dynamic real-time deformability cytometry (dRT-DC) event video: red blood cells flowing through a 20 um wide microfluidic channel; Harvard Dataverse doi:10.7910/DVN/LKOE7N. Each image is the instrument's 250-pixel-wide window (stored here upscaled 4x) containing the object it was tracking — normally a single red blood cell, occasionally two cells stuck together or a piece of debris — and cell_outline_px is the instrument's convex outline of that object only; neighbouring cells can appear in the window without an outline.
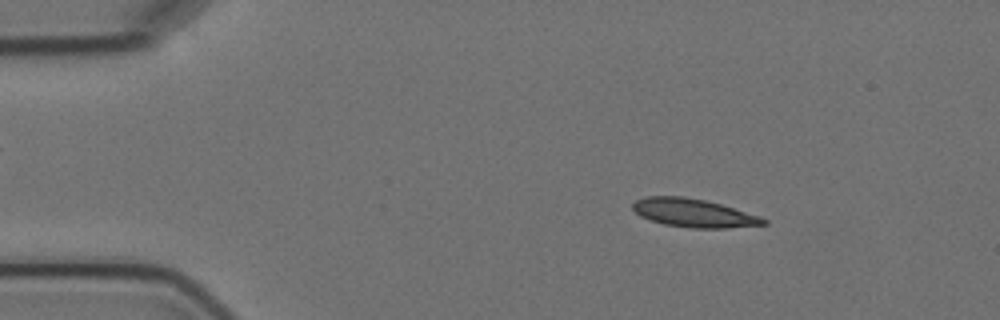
{"species": "Egyptian fruit bat (a non-hibernating species)", "species_latin": "Rousettus aegyptiacus", "temperature_condition": "cold", "stored_images_in_passage": 3, "camera_frame_rate_fps": 3000, "um_per_image_px": 0.085, "animal": {"sex": "female"}, "frame": {"image": 1, "passage_image": 1, "time_ms": 0.0, "image_size_px": [1000, 320], "cell_outline_px": [[768, 224], [728, 228], [692, 228], [664, 224], [640, 216], [632, 208], [632, 204], [636, 200], [644, 196], [684, 196], [704, 200], [720, 204], [760, 216], [768, 220]], "centroid_in_image_um": [58.96, 18.1], "position_along_channel_um": 26.0, "area_um2": 21.56}}